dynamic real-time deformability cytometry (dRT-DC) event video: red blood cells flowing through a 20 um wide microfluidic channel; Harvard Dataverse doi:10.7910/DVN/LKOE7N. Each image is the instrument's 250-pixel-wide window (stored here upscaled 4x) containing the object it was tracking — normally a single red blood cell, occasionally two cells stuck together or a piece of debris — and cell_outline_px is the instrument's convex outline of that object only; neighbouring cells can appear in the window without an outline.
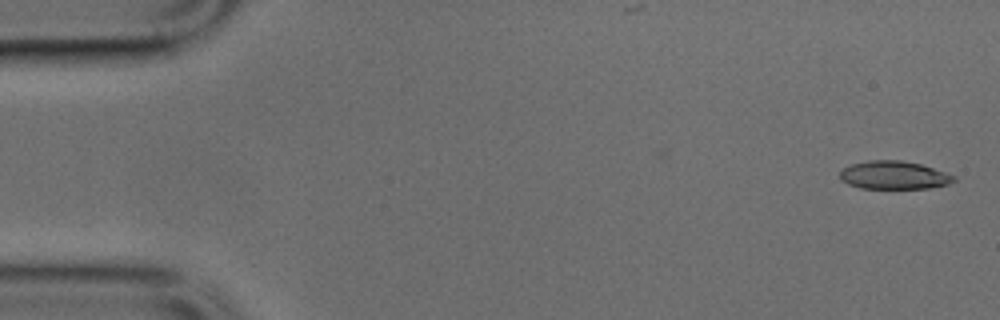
{"species": "common noctule bat (a hibernating species)", "species_latin": "Nyctalus noctula", "temperature_condition": "cold", "stored_images_in_passage": 44, "camera_frame_rate_fps": 3000, "um_per_image_px": 0.085, "animal": {"sex": "male", "body_mass_g": 17.9, "forearm_length_mm": 54.2}, "frame": {"image": 1, "passage_image": 1, "time_ms": 0.0, "image_size_px": [1000, 320], "cell_outline_px": [[956, 180], [948, 184], [928, 188], [860, 188], [848, 184], [840, 180], [840, 172], [844, 168], [852, 164], [868, 160], [900, 160], [920, 164], [956, 176]], "centroid_in_image_um": [75.97, 14.89], "position_along_channel_um": 9.0, "area_um2": 18.55}}
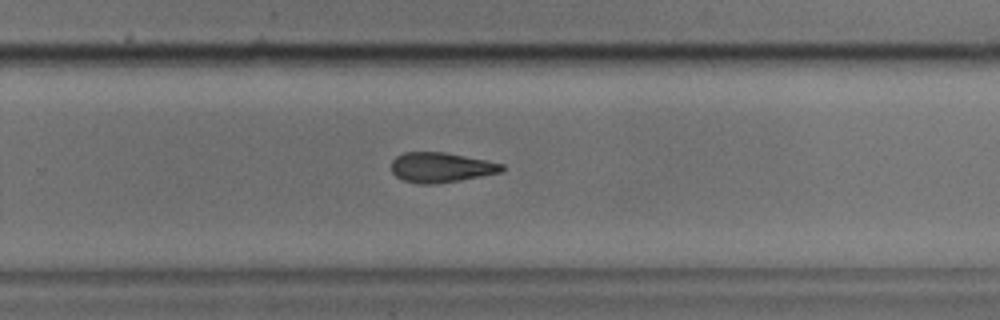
{"frame": {"image": 2, "passage_image": 31, "time_ms": 10.0, "image_size_px": [1000, 320], "cell_outline_px": [[504, 168], [500, 172], [460, 180], [436, 184], [416, 184], [404, 180], [396, 176], [392, 172], [392, 160], [396, 156], [404, 152], [444, 152], [488, 160], [504, 164]], "centroid_in_image_um": [37.47, 14.23], "position_along_channel_um": 292.3, "area_um2": 19.31}}
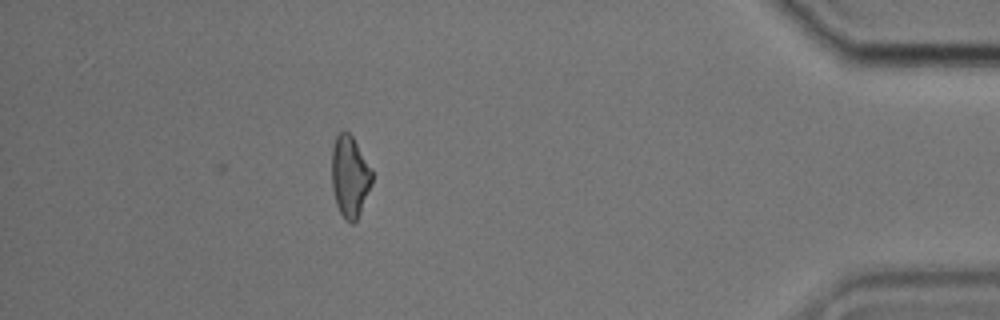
{"frame": {"image": 3, "passage_image": 43, "time_ms": 14.0, "image_size_px": [1000, 320], "cell_outline_px": [[372, 184], [360, 212], [356, 220], [352, 224], [344, 220], [336, 204], [332, 188], [332, 148], [336, 136], [344, 128], [352, 136], [372, 168]], "centroid_in_image_um": [29.73, 14.99], "position_along_channel_um": 405.5, "area_um2": 19.25}}